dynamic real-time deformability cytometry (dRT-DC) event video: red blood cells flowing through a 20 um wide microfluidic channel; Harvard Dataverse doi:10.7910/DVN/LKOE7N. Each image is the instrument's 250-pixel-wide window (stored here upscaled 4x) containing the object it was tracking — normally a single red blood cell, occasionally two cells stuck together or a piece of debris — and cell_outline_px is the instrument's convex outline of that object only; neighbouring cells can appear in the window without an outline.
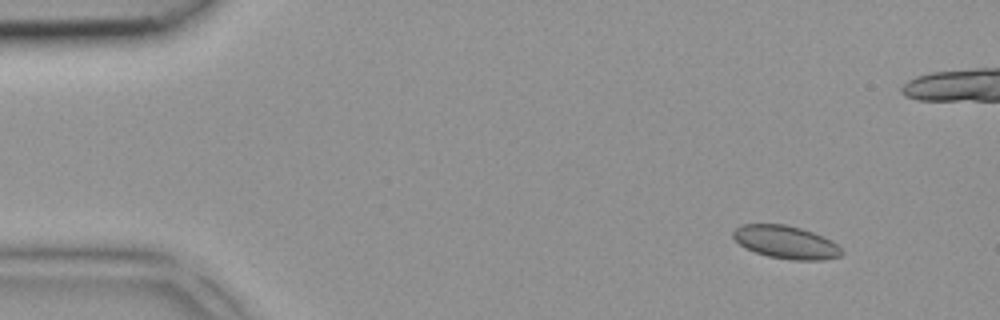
{"species": "common noctule bat (a hibernating species)", "species_latin": "Nyctalus noctula", "temperature_condition": "room temperature", "stored_images_in_passage": 5, "camera_frame_rate_fps": 3000, "um_per_image_px": 0.085, "animal": {"sex": "female", "body_mass_g": 18.4}, "frame": {"image": 1, "passage_image": 5, "time_ms": 1.333, "image_size_px": [1000, 320], "cell_outline_px": [[844, 252], [840, 256], [824, 260], [792, 260], [768, 256], [744, 248], [732, 236], [732, 232], [740, 224], [784, 224], [800, 228], [824, 236], [832, 240]], "centroid_in_image_um": [66.8, 20.58], "position_along_channel_um": 18.2, "area_um2": 20.87}}